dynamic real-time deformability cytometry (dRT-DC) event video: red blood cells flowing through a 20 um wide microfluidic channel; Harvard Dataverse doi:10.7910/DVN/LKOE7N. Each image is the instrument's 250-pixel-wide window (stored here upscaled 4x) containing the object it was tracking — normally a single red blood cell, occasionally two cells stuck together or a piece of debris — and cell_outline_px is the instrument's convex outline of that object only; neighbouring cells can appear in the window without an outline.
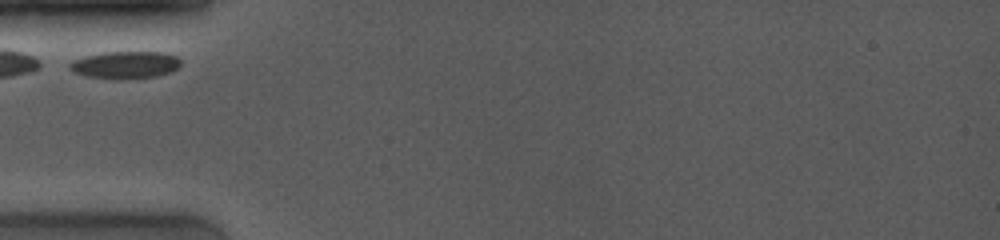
{"species": "common noctule bat (a hibernating species)", "species_latin": "Nyctalus noctula", "temperature_condition": "room temperature", "stored_images_in_passage": 5, "camera_frame_rate_fps": 4000, "um_per_image_px": 0.085, "animal": {"sex": "female", "body_mass_g": 19.0, "forearm_length_mm": 53.3}, "frame": {"image": 1, "passage_image": 1, "time_ms": 0.0, "image_size_px": [1000, 240], "cell_outline_px": [[180, 64], [172, 72], [156, 76], [120, 80], [112, 80], [88, 76], [76, 72], [68, 68], [68, 64], [76, 60], [88, 56], [108, 52], [160, 52], [176, 56], [180, 60]], "centroid_in_image_um": [10.67, 5.54], "position_along_channel_um": 74.3, "area_um2": 17.51}}